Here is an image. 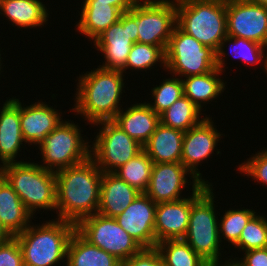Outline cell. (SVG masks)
<instances>
[{"mask_svg": "<svg viewBox=\"0 0 267 266\" xmlns=\"http://www.w3.org/2000/svg\"><path fill=\"white\" fill-rule=\"evenodd\" d=\"M155 203L145 193L115 217L117 223L143 248H155Z\"/></svg>", "mask_w": 267, "mask_h": 266, "instance_id": "obj_16", "label": "cell"}, {"mask_svg": "<svg viewBox=\"0 0 267 266\" xmlns=\"http://www.w3.org/2000/svg\"><path fill=\"white\" fill-rule=\"evenodd\" d=\"M129 12L137 19L138 42L166 50L177 26L176 0H137Z\"/></svg>", "mask_w": 267, "mask_h": 266, "instance_id": "obj_11", "label": "cell"}, {"mask_svg": "<svg viewBox=\"0 0 267 266\" xmlns=\"http://www.w3.org/2000/svg\"><path fill=\"white\" fill-rule=\"evenodd\" d=\"M153 164L154 162L148 154L142 150L113 173L139 192L145 193L149 185Z\"/></svg>", "mask_w": 267, "mask_h": 266, "instance_id": "obj_30", "label": "cell"}, {"mask_svg": "<svg viewBox=\"0 0 267 266\" xmlns=\"http://www.w3.org/2000/svg\"><path fill=\"white\" fill-rule=\"evenodd\" d=\"M32 103L26 106L20 100V126L26 144L37 146L63 121V116L62 110L59 112L43 100Z\"/></svg>", "mask_w": 267, "mask_h": 266, "instance_id": "obj_18", "label": "cell"}, {"mask_svg": "<svg viewBox=\"0 0 267 266\" xmlns=\"http://www.w3.org/2000/svg\"><path fill=\"white\" fill-rule=\"evenodd\" d=\"M177 26L215 52L227 36L226 2L176 0Z\"/></svg>", "mask_w": 267, "mask_h": 266, "instance_id": "obj_6", "label": "cell"}, {"mask_svg": "<svg viewBox=\"0 0 267 266\" xmlns=\"http://www.w3.org/2000/svg\"><path fill=\"white\" fill-rule=\"evenodd\" d=\"M66 266H122V262L90 244L75 230L68 243Z\"/></svg>", "mask_w": 267, "mask_h": 266, "instance_id": "obj_27", "label": "cell"}, {"mask_svg": "<svg viewBox=\"0 0 267 266\" xmlns=\"http://www.w3.org/2000/svg\"><path fill=\"white\" fill-rule=\"evenodd\" d=\"M257 213V210H252V208H229L225 210L223 217L221 215L219 220V236L223 243H229L231 247L239 240L241 232L247 225L248 221ZM224 239V240H222Z\"/></svg>", "mask_w": 267, "mask_h": 266, "instance_id": "obj_33", "label": "cell"}, {"mask_svg": "<svg viewBox=\"0 0 267 266\" xmlns=\"http://www.w3.org/2000/svg\"><path fill=\"white\" fill-rule=\"evenodd\" d=\"M261 69H263L264 73L266 72V75H267V51H266V56H265V65L263 66V68L261 67Z\"/></svg>", "mask_w": 267, "mask_h": 266, "instance_id": "obj_45", "label": "cell"}, {"mask_svg": "<svg viewBox=\"0 0 267 266\" xmlns=\"http://www.w3.org/2000/svg\"><path fill=\"white\" fill-rule=\"evenodd\" d=\"M0 266H23L22 251L14 237L0 245Z\"/></svg>", "mask_w": 267, "mask_h": 266, "instance_id": "obj_38", "label": "cell"}, {"mask_svg": "<svg viewBox=\"0 0 267 266\" xmlns=\"http://www.w3.org/2000/svg\"><path fill=\"white\" fill-rule=\"evenodd\" d=\"M170 77V78H168ZM160 85L151 89L152 100L147 101L149 107L158 115L167 110L176 100L184 95L183 83L180 77L168 76ZM153 101V102H152Z\"/></svg>", "mask_w": 267, "mask_h": 266, "instance_id": "obj_34", "label": "cell"}, {"mask_svg": "<svg viewBox=\"0 0 267 266\" xmlns=\"http://www.w3.org/2000/svg\"><path fill=\"white\" fill-rule=\"evenodd\" d=\"M83 3V4H82ZM79 21L76 22V31L84 34L92 42L109 26L120 19L123 13L118 7L97 3L82 2Z\"/></svg>", "mask_w": 267, "mask_h": 266, "instance_id": "obj_24", "label": "cell"}, {"mask_svg": "<svg viewBox=\"0 0 267 266\" xmlns=\"http://www.w3.org/2000/svg\"><path fill=\"white\" fill-rule=\"evenodd\" d=\"M222 74L218 68H214L203 75L181 78L184 96L188 97L202 112L206 111L203 109L204 104L206 107L210 101L219 99L218 97H221L227 87V82L223 77L221 79Z\"/></svg>", "mask_w": 267, "mask_h": 266, "instance_id": "obj_26", "label": "cell"}, {"mask_svg": "<svg viewBox=\"0 0 267 266\" xmlns=\"http://www.w3.org/2000/svg\"><path fill=\"white\" fill-rule=\"evenodd\" d=\"M114 173L103 172L100 186V204L97 213L115 218L140 194Z\"/></svg>", "mask_w": 267, "mask_h": 266, "instance_id": "obj_21", "label": "cell"}, {"mask_svg": "<svg viewBox=\"0 0 267 266\" xmlns=\"http://www.w3.org/2000/svg\"><path fill=\"white\" fill-rule=\"evenodd\" d=\"M77 78L74 106L69 112L80 115L91 126L114 120L123 106L120 101L125 93V74L97 66Z\"/></svg>", "mask_w": 267, "mask_h": 266, "instance_id": "obj_2", "label": "cell"}, {"mask_svg": "<svg viewBox=\"0 0 267 266\" xmlns=\"http://www.w3.org/2000/svg\"><path fill=\"white\" fill-rule=\"evenodd\" d=\"M267 216L256 213L247 223L239 240L233 245L236 250L245 252L252 249L267 248Z\"/></svg>", "mask_w": 267, "mask_h": 266, "instance_id": "obj_35", "label": "cell"}, {"mask_svg": "<svg viewBox=\"0 0 267 266\" xmlns=\"http://www.w3.org/2000/svg\"><path fill=\"white\" fill-rule=\"evenodd\" d=\"M138 42L137 19L129 12H123L120 19L109 26L94 41L93 46L102 55L100 67L123 72L131 47Z\"/></svg>", "mask_w": 267, "mask_h": 266, "instance_id": "obj_12", "label": "cell"}, {"mask_svg": "<svg viewBox=\"0 0 267 266\" xmlns=\"http://www.w3.org/2000/svg\"><path fill=\"white\" fill-rule=\"evenodd\" d=\"M245 1L267 7V0H245Z\"/></svg>", "mask_w": 267, "mask_h": 266, "instance_id": "obj_43", "label": "cell"}, {"mask_svg": "<svg viewBox=\"0 0 267 266\" xmlns=\"http://www.w3.org/2000/svg\"><path fill=\"white\" fill-rule=\"evenodd\" d=\"M11 163L0 168V174L12 186L29 212L56 211L55 172L46 170L37 162ZM39 209V210H38ZM53 209V210H52Z\"/></svg>", "mask_w": 267, "mask_h": 266, "instance_id": "obj_5", "label": "cell"}, {"mask_svg": "<svg viewBox=\"0 0 267 266\" xmlns=\"http://www.w3.org/2000/svg\"><path fill=\"white\" fill-rule=\"evenodd\" d=\"M76 231L90 244L114 255L120 262L138 254L143 249L115 218L99 213L81 219L76 224Z\"/></svg>", "mask_w": 267, "mask_h": 266, "instance_id": "obj_10", "label": "cell"}, {"mask_svg": "<svg viewBox=\"0 0 267 266\" xmlns=\"http://www.w3.org/2000/svg\"><path fill=\"white\" fill-rule=\"evenodd\" d=\"M227 35L267 47V7L245 0L226 2Z\"/></svg>", "mask_w": 267, "mask_h": 266, "instance_id": "obj_14", "label": "cell"}, {"mask_svg": "<svg viewBox=\"0 0 267 266\" xmlns=\"http://www.w3.org/2000/svg\"><path fill=\"white\" fill-rule=\"evenodd\" d=\"M225 262L219 261V262H213V263H208V266H239L234 260L232 259H224Z\"/></svg>", "mask_w": 267, "mask_h": 266, "instance_id": "obj_42", "label": "cell"}, {"mask_svg": "<svg viewBox=\"0 0 267 266\" xmlns=\"http://www.w3.org/2000/svg\"><path fill=\"white\" fill-rule=\"evenodd\" d=\"M213 186L202 184L192 193L188 230L183 238L206 262H220L224 248L219 236V218ZM215 196V197H214ZM219 213V214H218Z\"/></svg>", "mask_w": 267, "mask_h": 266, "instance_id": "obj_4", "label": "cell"}, {"mask_svg": "<svg viewBox=\"0 0 267 266\" xmlns=\"http://www.w3.org/2000/svg\"><path fill=\"white\" fill-rule=\"evenodd\" d=\"M94 126L99 132L90 141V157L102 172L113 173L143 150L135 139L125 133L113 120Z\"/></svg>", "mask_w": 267, "mask_h": 266, "instance_id": "obj_9", "label": "cell"}, {"mask_svg": "<svg viewBox=\"0 0 267 266\" xmlns=\"http://www.w3.org/2000/svg\"><path fill=\"white\" fill-rule=\"evenodd\" d=\"M11 238L12 236L7 232L0 222V245L8 242Z\"/></svg>", "mask_w": 267, "mask_h": 266, "instance_id": "obj_41", "label": "cell"}, {"mask_svg": "<svg viewBox=\"0 0 267 266\" xmlns=\"http://www.w3.org/2000/svg\"><path fill=\"white\" fill-rule=\"evenodd\" d=\"M165 49L162 46H154L151 44H144L136 42L132 45L130 53L127 57L125 69L123 73L127 74L126 70L130 69L134 71H147L157 67H163L165 71ZM156 67H153L155 66ZM134 70V71H133Z\"/></svg>", "mask_w": 267, "mask_h": 266, "instance_id": "obj_32", "label": "cell"}, {"mask_svg": "<svg viewBox=\"0 0 267 266\" xmlns=\"http://www.w3.org/2000/svg\"><path fill=\"white\" fill-rule=\"evenodd\" d=\"M232 259L239 266H267V248L262 249H252L243 252V256L241 258L236 257Z\"/></svg>", "mask_w": 267, "mask_h": 266, "instance_id": "obj_39", "label": "cell"}, {"mask_svg": "<svg viewBox=\"0 0 267 266\" xmlns=\"http://www.w3.org/2000/svg\"><path fill=\"white\" fill-rule=\"evenodd\" d=\"M113 121L131 138L144 146L160 124V116L149 107L146 101L135 102L126 109L122 107Z\"/></svg>", "mask_w": 267, "mask_h": 266, "instance_id": "obj_20", "label": "cell"}, {"mask_svg": "<svg viewBox=\"0 0 267 266\" xmlns=\"http://www.w3.org/2000/svg\"><path fill=\"white\" fill-rule=\"evenodd\" d=\"M183 131L159 124L143 150L154 163L181 162Z\"/></svg>", "mask_w": 267, "mask_h": 266, "instance_id": "obj_25", "label": "cell"}, {"mask_svg": "<svg viewBox=\"0 0 267 266\" xmlns=\"http://www.w3.org/2000/svg\"><path fill=\"white\" fill-rule=\"evenodd\" d=\"M165 266H208L183 239L164 240L156 245Z\"/></svg>", "mask_w": 267, "mask_h": 266, "instance_id": "obj_31", "label": "cell"}, {"mask_svg": "<svg viewBox=\"0 0 267 266\" xmlns=\"http://www.w3.org/2000/svg\"><path fill=\"white\" fill-rule=\"evenodd\" d=\"M188 176L192 182L188 180ZM187 184L192 189H198L202 185L181 162L154 163L145 194L155 203L182 200L188 197L182 195Z\"/></svg>", "mask_w": 267, "mask_h": 266, "instance_id": "obj_15", "label": "cell"}, {"mask_svg": "<svg viewBox=\"0 0 267 266\" xmlns=\"http://www.w3.org/2000/svg\"><path fill=\"white\" fill-rule=\"evenodd\" d=\"M102 174L91 157L56 171V219L77 224L81 219L96 214Z\"/></svg>", "mask_w": 267, "mask_h": 266, "instance_id": "obj_1", "label": "cell"}, {"mask_svg": "<svg viewBox=\"0 0 267 266\" xmlns=\"http://www.w3.org/2000/svg\"><path fill=\"white\" fill-rule=\"evenodd\" d=\"M203 114L208 116L183 95L159 116L160 123L164 126L186 132L205 118Z\"/></svg>", "mask_w": 267, "mask_h": 266, "instance_id": "obj_29", "label": "cell"}, {"mask_svg": "<svg viewBox=\"0 0 267 266\" xmlns=\"http://www.w3.org/2000/svg\"><path fill=\"white\" fill-rule=\"evenodd\" d=\"M3 103L0 108V168L23 162L21 158L20 161L17 159L22 152L20 149L26 144L20 126V98L9 97Z\"/></svg>", "mask_w": 267, "mask_h": 266, "instance_id": "obj_19", "label": "cell"}, {"mask_svg": "<svg viewBox=\"0 0 267 266\" xmlns=\"http://www.w3.org/2000/svg\"><path fill=\"white\" fill-rule=\"evenodd\" d=\"M32 224L14 236L22 251L23 266L66 264L67 247L76 224L56 218Z\"/></svg>", "mask_w": 267, "mask_h": 266, "instance_id": "obj_3", "label": "cell"}, {"mask_svg": "<svg viewBox=\"0 0 267 266\" xmlns=\"http://www.w3.org/2000/svg\"><path fill=\"white\" fill-rule=\"evenodd\" d=\"M45 5L41 0H2L0 15L18 29L42 28L50 15Z\"/></svg>", "mask_w": 267, "mask_h": 266, "instance_id": "obj_23", "label": "cell"}, {"mask_svg": "<svg viewBox=\"0 0 267 266\" xmlns=\"http://www.w3.org/2000/svg\"><path fill=\"white\" fill-rule=\"evenodd\" d=\"M191 195L177 201L157 203L155 209V248L164 240L183 239L187 233L192 206Z\"/></svg>", "mask_w": 267, "mask_h": 266, "instance_id": "obj_17", "label": "cell"}, {"mask_svg": "<svg viewBox=\"0 0 267 266\" xmlns=\"http://www.w3.org/2000/svg\"><path fill=\"white\" fill-rule=\"evenodd\" d=\"M83 2H97L118 7L122 12L129 11L137 0H83Z\"/></svg>", "mask_w": 267, "mask_h": 266, "instance_id": "obj_40", "label": "cell"}, {"mask_svg": "<svg viewBox=\"0 0 267 266\" xmlns=\"http://www.w3.org/2000/svg\"><path fill=\"white\" fill-rule=\"evenodd\" d=\"M257 151L255 155L247 158L246 161L238 164L237 173H243L244 176L251 177L257 184L261 183L267 188V148ZM240 171V172H238Z\"/></svg>", "mask_w": 267, "mask_h": 266, "instance_id": "obj_36", "label": "cell"}, {"mask_svg": "<svg viewBox=\"0 0 267 266\" xmlns=\"http://www.w3.org/2000/svg\"><path fill=\"white\" fill-rule=\"evenodd\" d=\"M214 68L216 52L176 26L165 51L166 75L184 78L203 75Z\"/></svg>", "mask_w": 267, "mask_h": 266, "instance_id": "obj_8", "label": "cell"}, {"mask_svg": "<svg viewBox=\"0 0 267 266\" xmlns=\"http://www.w3.org/2000/svg\"><path fill=\"white\" fill-rule=\"evenodd\" d=\"M2 59H3V58H2V56H1V49H0V75H1L2 72H4V71H2V70H3V66H5V65H2V64H3L2 62L4 61V60H2ZM1 69H2V70H1ZM0 77H1V76H0Z\"/></svg>", "mask_w": 267, "mask_h": 266, "instance_id": "obj_44", "label": "cell"}, {"mask_svg": "<svg viewBox=\"0 0 267 266\" xmlns=\"http://www.w3.org/2000/svg\"><path fill=\"white\" fill-rule=\"evenodd\" d=\"M34 216L29 212L12 186L0 174V222L7 232L16 236L23 232Z\"/></svg>", "mask_w": 267, "mask_h": 266, "instance_id": "obj_22", "label": "cell"}, {"mask_svg": "<svg viewBox=\"0 0 267 266\" xmlns=\"http://www.w3.org/2000/svg\"><path fill=\"white\" fill-rule=\"evenodd\" d=\"M122 266H165L156 248H143L138 254L122 262Z\"/></svg>", "mask_w": 267, "mask_h": 266, "instance_id": "obj_37", "label": "cell"}, {"mask_svg": "<svg viewBox=\"0 0 267 266\" xmlns=\"http://www.w3.org/2000/svg\"><path fill=\"white\" fill-rule=\"evenodd\" d=\"M229 46H228V45ZM229 47V50L232 55H229L227 52ZM226 50V51H225ZM267 47L264 45H261L259 43H256L251 40H247L240 37H230L226 36L220 44L219 49L216 52V65L217 68L222 72L225 73L226 67V56H233L237 60L240 59L245 63L246 65L252 66L256 65L258 66L259 63L265 65V57L266 56ZM227 52V55H226Z\"/></svg>", "mask_w": 267, "mask_h": 266, "instance_id": "obj_28", "label": "cell"}, {"mask_svg": "<svg viewBox=\"0 0 267 266\" xmlns=\"http://www.w3.org/2000/svg\"><path fill=\"white\" fill-rule=\"evenodd\" d=\"M215 127L212 116H205L199 124L184 133L182 142L181 163L199 182L208 186H212L213 183L204 179L199 165L209 160L215 150L217 155L221 154L220 149L216 147L224 134Z\"/></svg>", "mask_w": 267, "mask_h": 266, "instance_id": "obj_13", "label": "cell"}, {"mask_svg": "<svg viewBox=\"0 0 267 266\" xmlns=\"http://www.w3.org/2000/svg\"><path fill=\"white\" fill-rule=\"evenodd\" d=\"M79 126L73 120L64 119L51 131L37 146L43 162L40 161L39 165L56 172L87 160L90 157L91 139L82 136L83 129Z\"/></svg>", "mask_w": 267, "mask_h": 266, "instance_id": "obj_7", "label": "cell"}]
</instances>
